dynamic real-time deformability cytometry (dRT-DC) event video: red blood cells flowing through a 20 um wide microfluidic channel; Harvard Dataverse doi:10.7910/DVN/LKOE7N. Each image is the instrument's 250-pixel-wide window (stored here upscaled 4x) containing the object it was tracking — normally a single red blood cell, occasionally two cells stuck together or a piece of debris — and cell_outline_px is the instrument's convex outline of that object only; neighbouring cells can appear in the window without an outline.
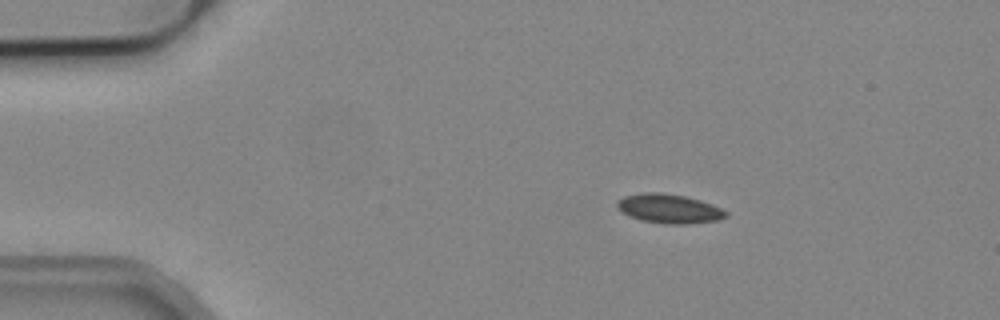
{"species": "common noctule bat (a hibernating species)", "species_latin": "Nyctalus noctula", "temperature_condition": "cold", "stored_images_in_passage": 3, "camera_frame_rate_fps": 3000, "um_per_image_px": 0.085, "animal": {"sex": "male", "body_mass_g": 19.2, "forearm_length_mm": 51.8}, "frame": {"image": 1, "passage_image": 1, "time_ms": 0.0, "image_size_px": [1000, 320], "cell_outline_px": [[728, 216], [716, 220], [688, 224], [664, 224], [640, 220], [628, 216], [616, 208], [616, 200], [624, 196], [644, 192], [660, 192], [684, 196], [700, 200], [712, 204], [728, 212]], "centroid_in_image_um": [56.82, 17.74], "position_along_channel_um": 28.2, "area_um2": 18.67}}